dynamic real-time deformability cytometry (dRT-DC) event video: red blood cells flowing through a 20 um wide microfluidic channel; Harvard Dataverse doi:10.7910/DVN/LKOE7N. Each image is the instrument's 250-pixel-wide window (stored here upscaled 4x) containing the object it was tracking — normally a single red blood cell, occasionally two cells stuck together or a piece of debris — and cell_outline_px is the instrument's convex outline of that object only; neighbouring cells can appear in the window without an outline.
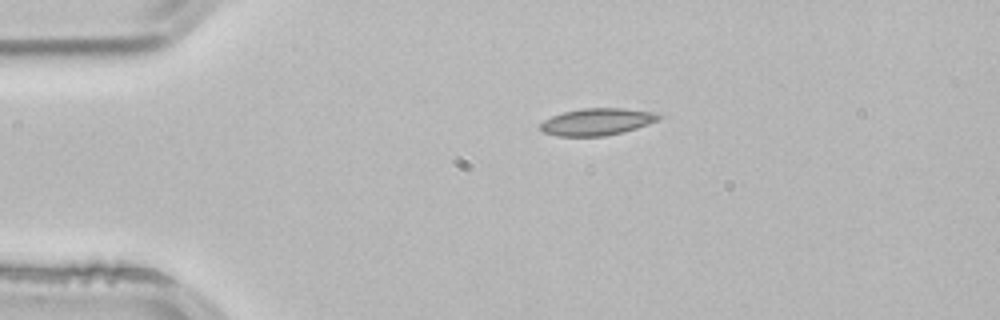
{"species": "common noctule bat (a hibernating species)", "species_latin": "Nyctalus noctula", "temperature_condition": "room temperature", "stored_images_in_passage": 2, "camera_frame_rate_fps": 3000, "um_per_image_px": 0.085, "animal": {"sex": "male", "body_mass_g": 21.5, "forearm_length_mm": 52.0}, "frame": {"image": 1, "passage_image": 1, "time_ms": 0.0, "image_size_px": [1000, 320], "cell_outline_px": [[664, 116], [660, 120], [624, 132], [604, 136], [556, 136], [544, 132], [540, 128], [540, 124], [544, 120], [552, 116], [564, 112], [584, 108], [624, 108], [656, 112]], "centroid_in_image_um": [50.8, 10.35], "position_along_channel_um": 34.2, "area_um2": 18.73}}